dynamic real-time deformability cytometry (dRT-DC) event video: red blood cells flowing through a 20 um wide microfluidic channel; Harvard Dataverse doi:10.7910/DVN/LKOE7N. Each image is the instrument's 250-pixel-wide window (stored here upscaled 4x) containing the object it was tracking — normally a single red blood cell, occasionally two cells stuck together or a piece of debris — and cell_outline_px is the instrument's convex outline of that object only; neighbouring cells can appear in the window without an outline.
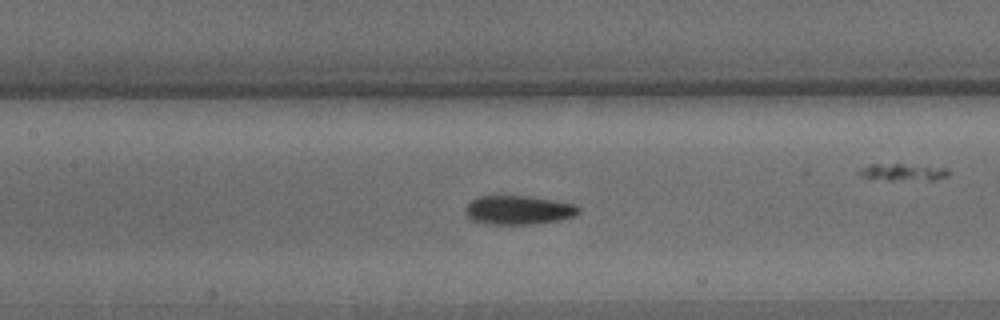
{"species": "common noctule bat (a hibernating species)", "species_latin": "Nyctalus noctula", "temperature_condition": "warm", "stored_images_in_passage": 30, "camera_frame_rate_fps": 3000, "um_per_image_px": 0.085, "animal": {"sex": "male", "body_mass_g": 15.6}, "frame": {"image": 1, "passage_image": 7, "time_ms": 2.0, "image_size_px": [1000, 320], "cell_outline_px": [[580, 212], [576, 216], [560, 220], [532, 224], [484, 224], [472, 220], [464, 212], [464, 208], [476, 196], [528, 196], [576, 204], [580, 208]], "centroid_in_image_um": [44.07, 17.86], "position_along_channel_um": 163.3, "area_um2": 19.25}}
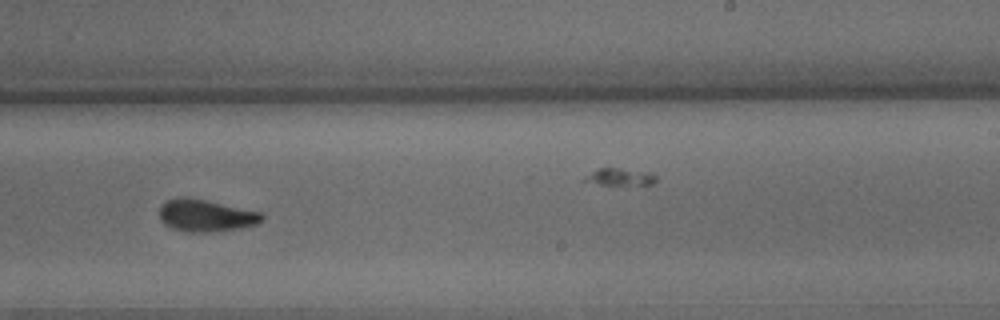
{"frame": {"image": 2, "passage_image": 15, "time_ms": 4.667, "image_size_px": [1000, 320], "cell_outline_px": [[264, 220], [256, 224], [216, 232], [188, 232], [172, 228], [164, 224], [160, 220], [160, 204], [168, 200], [184, 196], [264, 212]], "centroid_in_image_um": [17.5, 18.32], "position_along_channel_um": 271.5, "area_um2": 19.25}}
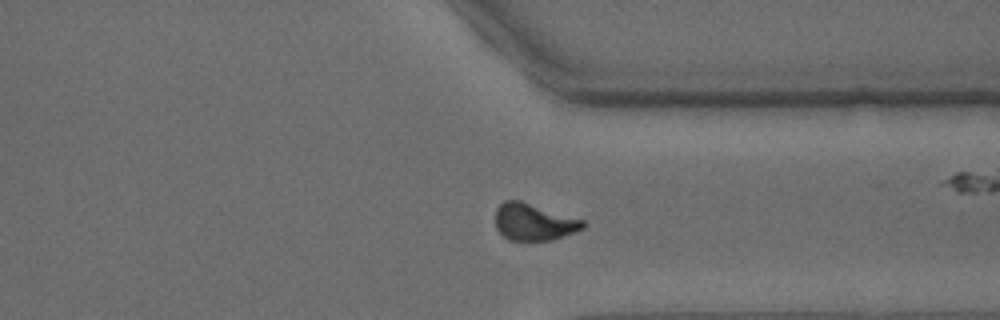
{"frame": {"image": 3, "passage_image": 22, "time_ms": 7.0, "image_size_px": [1000, 320], "cell_outline_px": [[588, 224], [584, 228], [564, 236], [552, 240], [508, 240], [496, 228], [496, 208], [504, 200], [520, 200], [584, 220]], "centroid_in_image_um": [45.39, 18.86], "position_along_channel_um": 366.0, "area_um2": 18.84}}